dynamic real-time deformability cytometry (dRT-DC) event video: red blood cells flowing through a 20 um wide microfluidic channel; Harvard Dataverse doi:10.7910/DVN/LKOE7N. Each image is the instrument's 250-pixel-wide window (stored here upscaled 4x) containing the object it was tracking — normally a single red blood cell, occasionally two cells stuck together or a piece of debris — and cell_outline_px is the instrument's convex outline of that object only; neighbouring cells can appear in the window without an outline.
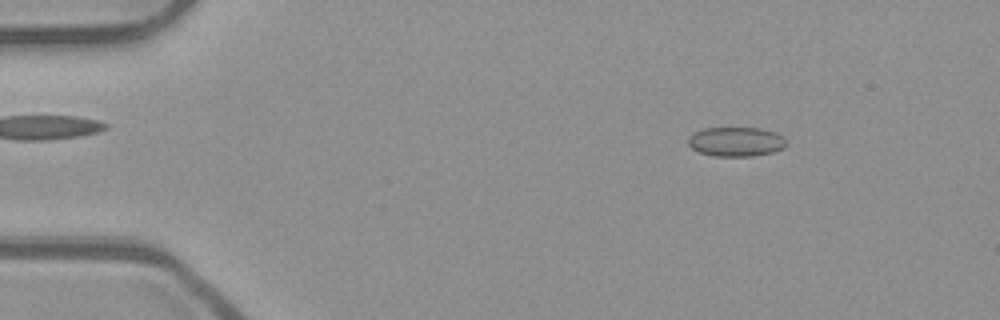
{"species": "common noctule bat (a hibernating species)", "species_latin": "Nyctalus noctula", "temperature_condition": "room temperature", "stored_images_in_passage": 16, "camera_frame_rate_fps": 3000, "um_per_image_px": 0.085, "animal": {"sex": "male", "body_mass_g": 23.1, "forearm_length_mm": 52.7}, "frame": {"image": 1, "passage_image": 7, "time_ms": 2.0, "image_size_px": [1000, 320], "cell_outline_px": [[788, 144], [784, 148], [772, 152], [752, 156], [716, 156], [700, 152], [692, 148], [688, 144], [688, 136], [704, 128], [760, 128], [776, 132], [784, 136]], "centroid_in_image_um": [62.6, 12.04], "position_along_channel_um": 22.4, "area_um2": 16.88}}